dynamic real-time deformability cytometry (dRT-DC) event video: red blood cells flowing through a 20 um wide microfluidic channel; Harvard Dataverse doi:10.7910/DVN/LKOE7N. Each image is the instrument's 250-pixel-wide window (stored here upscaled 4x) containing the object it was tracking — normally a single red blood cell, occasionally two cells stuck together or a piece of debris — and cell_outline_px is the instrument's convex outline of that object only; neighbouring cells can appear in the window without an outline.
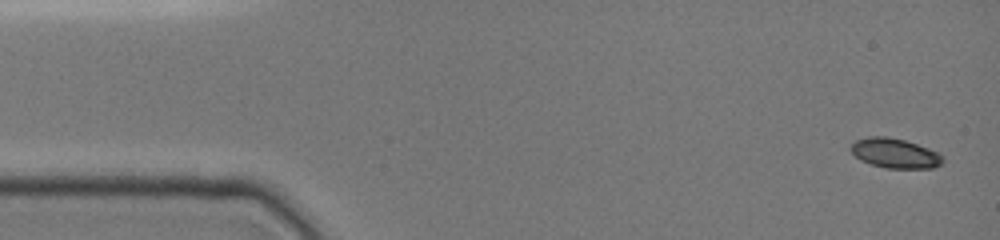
{"species": "common noctule bat (a hibernating species)", "species_latin": "Nyctalus noctula", "temperature_condition": "cold", "stored_images_in_passage": 33, "camera_frame_rate_fps": 3000, "um_per_image_px": 0.085, "animal": {"sex": "female", "body_mass_g": 19.0, "forearm_length_mm": 51.5}, "frame": {"image": 1, "passage_image": 1, "time_ms": 0.0, "image_size_px": [1000, 240], "cell_outline_px": [[944, 160], [940, 164], [932, 168], [888, 168], [872, 164], [860, 160], [848, 148], [856, 140], [868, 136], [888, 136], [904, 140], [928, 148], [944, 156]], "centroid_in_image_um": [76.05, 13.01], "position_along_channel_um": 8.9, "area_um2": 15.84}}
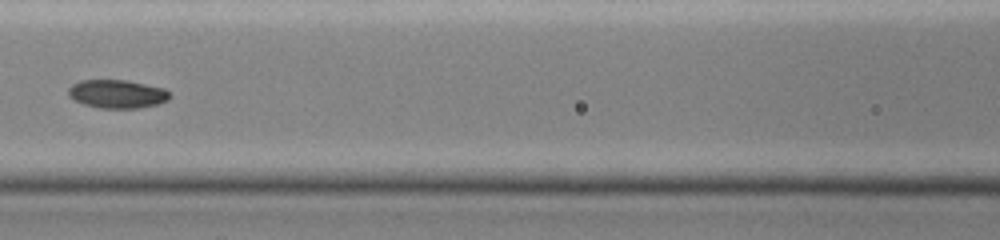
{"frame": {"image": 2, "passage_image": 14, "time_ms": 6.667, "image_size_px": [1000, 240], "cell_outline_px": [[172, 96], [168, 100], [156, 104], [136, 108], [100, 108], [84, 104], [68, 96], [68, 88], [72, 84], [80, 80], [128, 80], [164, 88]], "centroid_in_image_um": [9.95, 7.97], "position_along_channel_um": 156.6, "area_um2": 16.76}}
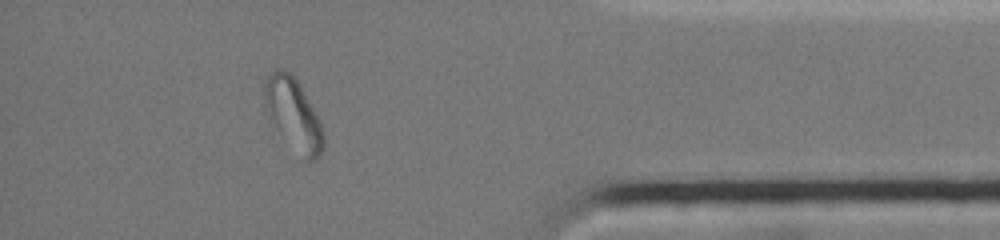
{"frame": {"image": 3, "passage_image": 28, "time_ms": 13.667, "image_size_px": [1000, 240], "cell_outline_px": [[324, 148], [320, 156], [316, 160], [308, 160], [276, 128], [264, 108], [264, 88], [268, 76], [276, 68], [284, 68], [292, 72], [320, 120], [324, 132]], "centroid_in_image_um": [24.95, 9.65], "position_along_channel_um": 410.3, "area_um2": 24.16}, "authors_computed_cell_mechanics": {"area_um2": 16.9354, "velocity_mm_per_s": 3.9241, "shape_relaxation_time_tau1_ms": 6.5864, "shape_relaxation_time_tau2_ms": null, "deformation_change_tau1": 0.1722, "deformation_change_tau2": null}}